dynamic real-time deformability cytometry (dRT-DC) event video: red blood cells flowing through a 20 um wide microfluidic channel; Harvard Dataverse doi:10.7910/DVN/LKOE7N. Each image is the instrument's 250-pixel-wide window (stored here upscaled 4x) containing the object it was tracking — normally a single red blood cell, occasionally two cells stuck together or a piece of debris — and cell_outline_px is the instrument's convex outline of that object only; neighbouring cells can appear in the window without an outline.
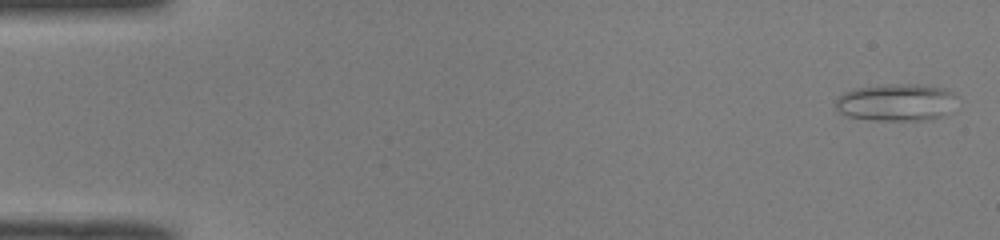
{"species": "common noctule bat (a hibernating species)", "species_latin": "Nyctalus noctula", "temperature_condition": "room temperature", "stored_images_in_passage": 45, "camera_frame_rate_fps": 3000, "um_per_image_px": 0.085, "animal": {"sex": "male", "body_mass_g": 19.0, "forearm_length_mm": 50.8}, "frame": {"image": 1, "passage_image": 1, "time_ms": 0.0, "image_size_px": [1000, 240], "cell_outline_px": [[960, 96], [940, 116], [928, 120], [876, 120], [848, 116], [840, 112], [836, 108], [836, 100], [844, 92], [852, 88], [892, 84], [916, 84], [944, 88], [956, 92]], "centroid_in_image_um": [76.18, 8.68], "position_along_channel_um": 8.8, "area_um2": 26.18}}
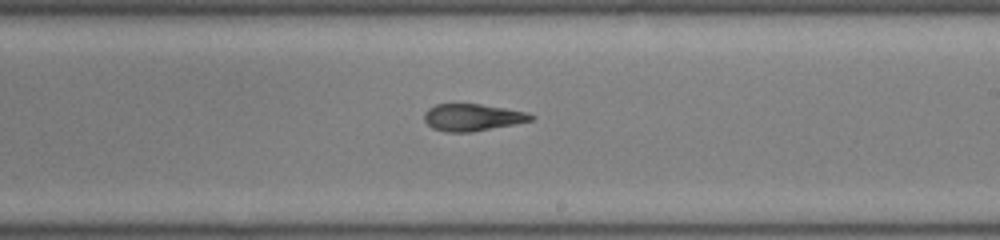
{"frame": {"image": 2, "passage_image": 29, "time_ms": 9.333, "image_size_px": [1000, 240], "cell_outline_px": [[536, 116], [532, 120], [472, 132], [444, 132], [432, 128], [424, 120], [424, 112], [428, 108], [436, 104], [480, 104], [528, 112]], "centroid_in_image_um": [40.13, 9.97], "position_along_channel_um": 248.9, "area_um2": 16.76}}
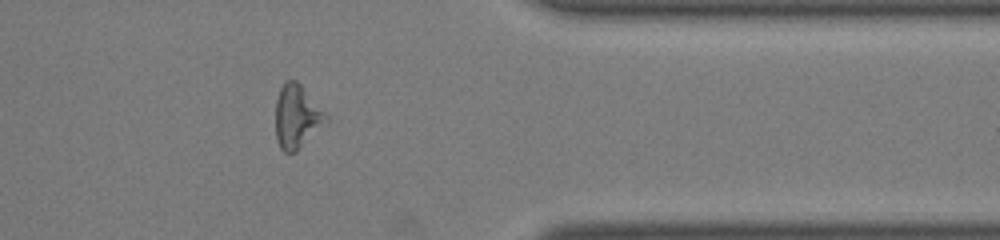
{"frame": {"image": 3, "passage_image": 40, "time_ms": 13.0, "image_size_px": [1000, 240], "cell_outline_px": [[328, 124], [296, 152], [284, 152], [280, 148], [276, 140], [276, 100], [280, 88], [288, 80], [296, 80], [300, 84], [328, 116]], "centroid_in_image_um": [25.25, 9.96], "position_along_channel_um": 386.1, "area_um2": 18.79}, "authors_computed_cell_mechanics": {"area_um2": 18.3804, "velocity_mm_per_s": 4.1022, "shape_relaxation_time_tau1_ms": null, "shape_relaxation_time_tau2_ms": 3.8001, "deformation_change_tau1": null, "deformation_change_tau2": 0.1335}}